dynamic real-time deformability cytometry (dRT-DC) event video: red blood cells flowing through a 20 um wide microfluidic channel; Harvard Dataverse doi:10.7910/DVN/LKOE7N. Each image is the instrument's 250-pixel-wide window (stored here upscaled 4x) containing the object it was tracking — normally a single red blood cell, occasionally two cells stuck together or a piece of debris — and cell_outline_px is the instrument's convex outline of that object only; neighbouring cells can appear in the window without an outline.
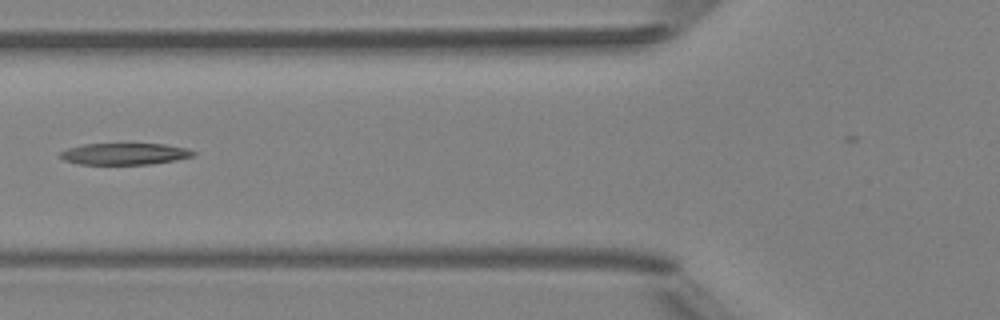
{"species": "Egyptian fruit bat (a non-hibernating species)", "species_latin": "Rousettus aegyptiacus", "temperature_condition": "room temperature", "stored_images_in_passage": 4, "camera_frame_rate_fps": 3000, "um_per_image_px": 0.085, "animal": {"sex": "female"}, "frame": {"image": 1, "passage_image": 3, "time_ms": 2.333, "image_size_px": [1000, 320], "cell_outline_px": [[196, 152], [192, 156], [176, 160], [152, 164], [80, 164], [64, 160], [60, 156], [60, 152], [68, 148], [84, 144], [164, 144], [188, 148]], "centroid_in_image_um": [10.61, 13.08], "position_along_channel_um": 115.2, "area_um2": 16.65}}
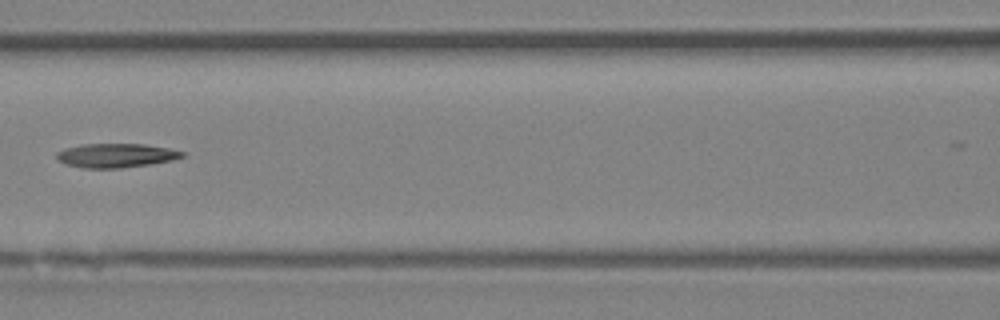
{"frame": {"image": 2, "passage_image": 4, "time_ms": 3.333, "image_size_px": [1000, 320], "cell_outline_px": [[184, 156], [172, 160], [148, 164], [120, 168], [80, 168], [64, 164], [56, 160], [56, 152], [64, 148], [84, 144], [144, 144], [168, 148], [184, 152]], "centroid_in_image_um": [9.78, 13.22], "position_along_channel_um": 156.8, "area_um2": 17.63}}